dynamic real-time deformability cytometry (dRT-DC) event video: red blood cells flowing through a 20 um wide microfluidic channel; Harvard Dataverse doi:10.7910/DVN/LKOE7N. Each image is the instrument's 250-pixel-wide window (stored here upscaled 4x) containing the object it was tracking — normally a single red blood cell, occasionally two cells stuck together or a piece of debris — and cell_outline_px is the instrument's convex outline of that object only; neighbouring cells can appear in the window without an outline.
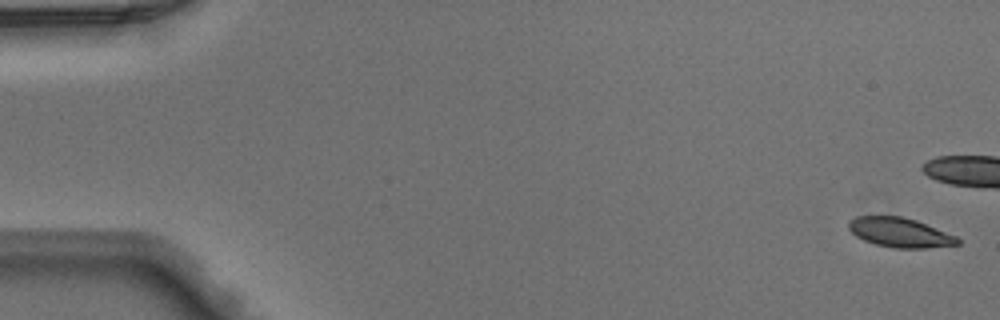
{"species": "Egyptian fruit bat (a non-hibernating species)", "species_latin": "Rousettus aegyptiacus", "temperature_condition": "warm", "stored_images_in_passage": 16, "camera_frame_rate_fps": 3000, "um_per_image_px": 0.085, "animal": {"sex": "male"}, "frame": {"image": 1, "passage_image": 1, "time_ms": 0.0, "image_size_px": [1000, 320], "cell_outline_px": [[960, 244], [924, 248], [896, 248], [876, 244], [864, 240], [856, 236], [848, 228], [848, 220], [856, 216], [900, 216], [916, 220], [956, 236], [960, 240]], "centroid_in_image_um": [76.47, 19.76], "position_along_channel_um": 8.5, "area_um2": 18.61}}